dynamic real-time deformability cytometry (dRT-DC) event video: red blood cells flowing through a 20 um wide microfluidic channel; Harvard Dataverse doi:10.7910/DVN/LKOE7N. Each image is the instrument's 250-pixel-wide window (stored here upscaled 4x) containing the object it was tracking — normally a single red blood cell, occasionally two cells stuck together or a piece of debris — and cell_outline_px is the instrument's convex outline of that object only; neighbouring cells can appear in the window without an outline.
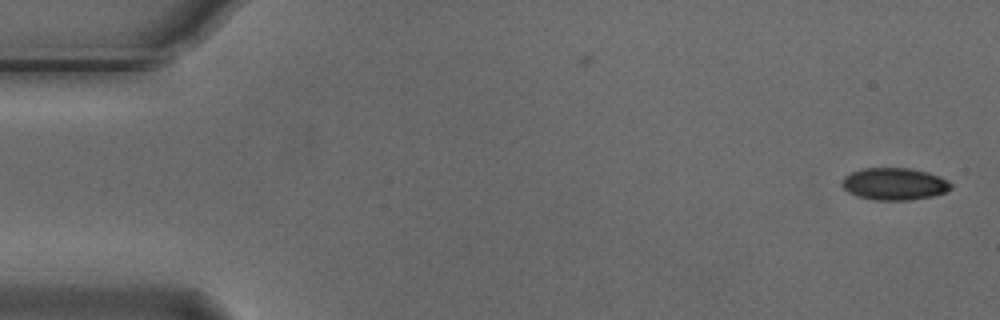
{"species": "Egyptian fruit bat (a non-hibernating species)", "species_latin": "Rousettus aegyptiacus", "temperature_condition": "cold", "stored_images_in_passage": 2, "camera_frame_rate_fps": 3000, "um_per_image_px": 0.085, "animal": {"sex": "male"}, "frame": {"image": 1, "passage_image": 2, "time_ms": 0.333, "image_size_px": [1000, 320], "cell_outline_px": [[952, 188], [944, 192], [932, 196], [908, 200], [876, 200], [856, 196], [848, 192], [840, 184], [844, 176], [852, 172], [864, 168], [912, 168], [928, 172], [940, 176], [948, 180], [952, 184]], "centroid_in_image_um": [76.02, 15.63], "position_along_channel_um": 9.0, "area_um2": 20.52}}